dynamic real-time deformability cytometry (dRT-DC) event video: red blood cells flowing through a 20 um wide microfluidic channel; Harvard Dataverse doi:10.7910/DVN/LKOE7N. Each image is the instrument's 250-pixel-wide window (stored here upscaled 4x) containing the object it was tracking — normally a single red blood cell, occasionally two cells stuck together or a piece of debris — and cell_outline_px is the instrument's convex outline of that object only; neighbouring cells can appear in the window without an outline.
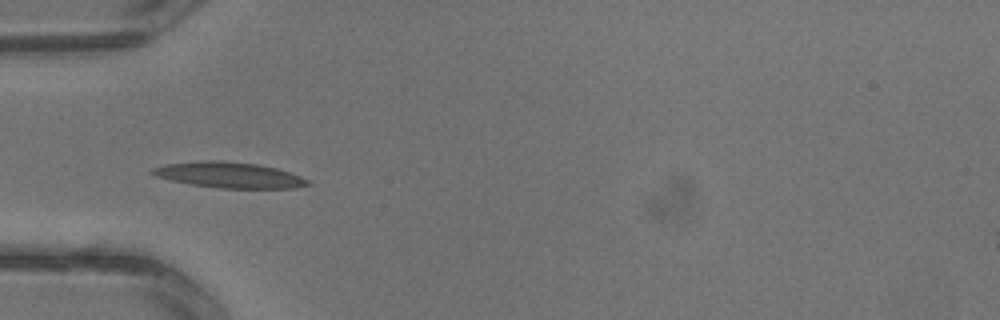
{"species": "common noctule bat (a hibernating species)", "species_latin": "Nyctalus noctula", "temperature_condition": "warm", "stored_images_in_passage": 4, "camera_frame_rate_fps": 3000, "um_per_image_px": 0.085, "animal": {"sex": "male", "body_mass_g": 13.3}, "frame": {"image": 1, "passage_image": 4, "time_ms": 1.0, "image_size_px": [1000, 320], "cell_outline_px": [[312, 184], [292, 188], [220, 188], [192, 184], [172, 180], [156, 176], [148, 172], [152, 168], [164, 164], [204, 160], [220, 160], [256, 164], [276, 168], [300, 176], [308, 180]], "centroid_in_image_um": [19.45, 14.87], "position_along_channel_um": 65.5, "area_um2": 23.12}}